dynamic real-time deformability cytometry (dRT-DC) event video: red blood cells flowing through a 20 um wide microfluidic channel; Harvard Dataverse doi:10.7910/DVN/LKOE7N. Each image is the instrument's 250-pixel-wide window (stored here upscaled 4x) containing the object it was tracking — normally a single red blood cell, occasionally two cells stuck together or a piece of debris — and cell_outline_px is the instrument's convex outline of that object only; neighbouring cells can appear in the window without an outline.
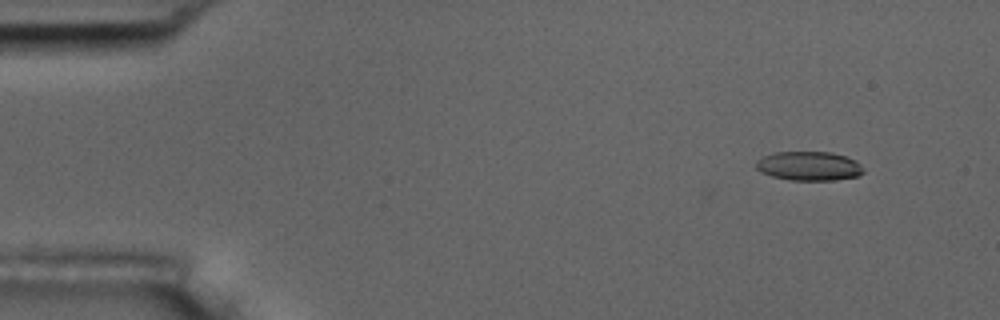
{"species": "common noctule bat (a hibernating species)", "species_latin": "Nyctalus noctula", "temperature_condition": "room temperature", "stored_images_in_passage": 5, "camera_frame_rate_fps": 3000, "um_per_image_px": 0.085, "animal": {"sex": "male", "body_mass_g": 17.5, "forearm_length_mm": 52.3}, "frame": {"image": 1, "passage_image": 1, "time_ms": 0.0, "image_size_px": [1000, 320], "cell_outline_px": [[864, 172], [860, 176], [832, 180], [788, 180], [772, 176], [760, 172], [756, 168], [756, 160], [772, 152], [832, 152], [856, 160], [864, 168]], "centroid_in_image_um": [68.76, 14.11], "position_along_channel_um": 16.2, "area_um2": 18.38}}
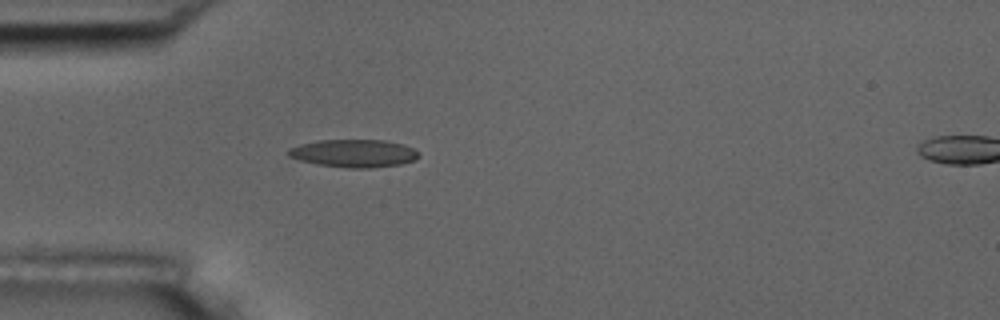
{"frame": {"image": 2, "passage_image": 4, "time_ms": 3.667, "image_size_px": [1000, 320], "cell_outline_px": [[420, 156], [416, 160], [400, 164], [372, 168], [348, 168], [320, 164], [300, 160], [288, 156], [288, 148], [300, 144], [316, 140], [384, 140], [404, 144], [420, 152]], "centroid_in_image_um": [30.11, 13.02], "position_along_channel_um": 54.9, "area_um2": 21.21}}